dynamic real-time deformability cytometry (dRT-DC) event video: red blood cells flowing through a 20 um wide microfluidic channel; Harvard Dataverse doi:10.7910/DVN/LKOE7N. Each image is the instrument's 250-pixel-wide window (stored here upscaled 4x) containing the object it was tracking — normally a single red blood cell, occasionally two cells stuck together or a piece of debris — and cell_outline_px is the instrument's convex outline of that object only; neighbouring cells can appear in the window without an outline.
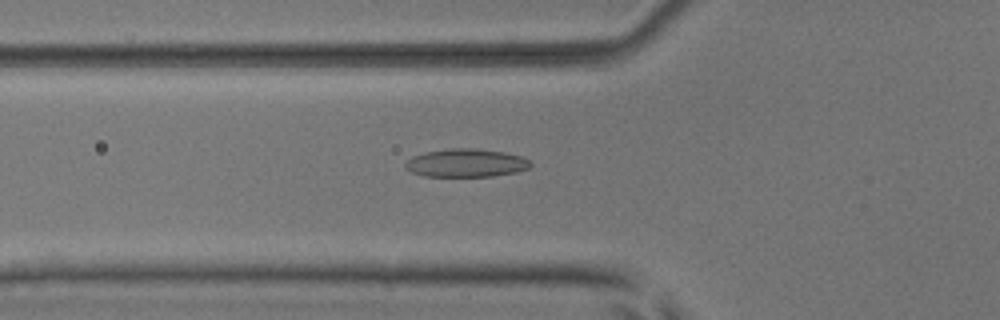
{"species": "common noctule bat (a hibernating species)", "species_latin": "Nyctalus noctula", "temperature_condition": "room temperature", "stored_images_in_passage": 39, "camera_frame_rate_fps": 3000, "um_per_image_px": 0.085, "animal": {"sex": "male", "body_mass_g": 17.9, "forearm_length_mm": 54.2}, "frame": {"image": 1, "passage_image": 6, "time_ms": 1.667, "image_size_px": [1000, 320], "cell_outline_px": [[532, 164], [528, 168], [516, 172], [492, 176], [424, 176], [412, 172], [404, 168], [404, 164], [412, 156], [428, 152], [448, 148], [476, 148], [504, 152], [520, 156], [532, 160]], "centroid_in_image_um": [39.63, 13.85], "position_along_channel_um": 86.2, "area_um2": 20.58}}
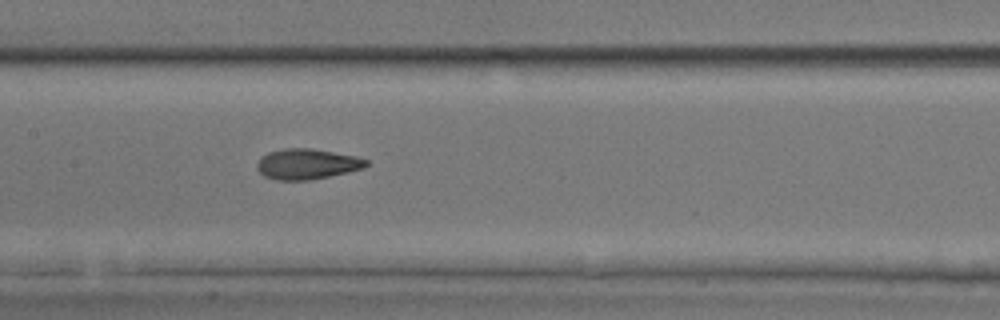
{"frame": {"image": 2, "passage_image": 13, "time_ms": 4.0, "image_size_px": [1000, 320], "cell_outline_px": [[368, 164], [364, 168], [348, 172], [308, 180], [276, 180], [264, 176], [256, 168], [256, 164], [260, 156], [268, 152], [284, 148], [312, 148], [356, 156], [368, 160]], "centroid_in_image_um": [26.07, 13.93], "position_along_channel_um": 181.3, "area_um2": 19.48}}
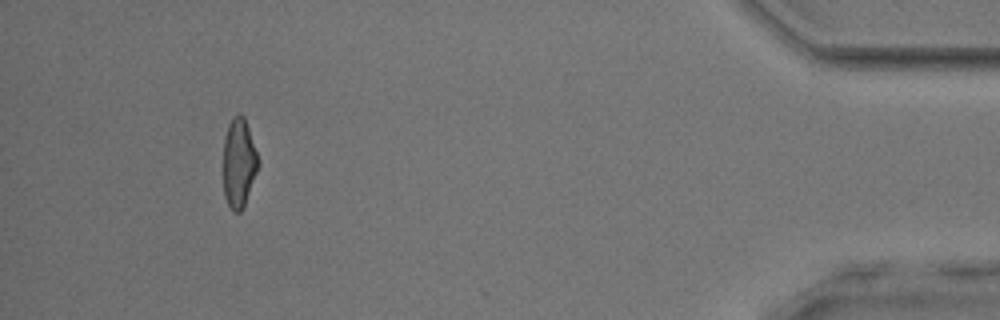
{"frame": {"image": 3, "passage_image": 35, "time_ms": 11.333, "image_size_px": [1000, 320], "cell_outline_px": [[260, 164], [244, 208], [240, 212], [232, 212], [224, 196], [224, 136], [228, 124], [232, 116], [240, 112], [244, 116], [260, 160]], "centroid_in_image_um": [20.32, 13.85], "position_along_channel_um": 414.9, "area_um2": 18.55}}